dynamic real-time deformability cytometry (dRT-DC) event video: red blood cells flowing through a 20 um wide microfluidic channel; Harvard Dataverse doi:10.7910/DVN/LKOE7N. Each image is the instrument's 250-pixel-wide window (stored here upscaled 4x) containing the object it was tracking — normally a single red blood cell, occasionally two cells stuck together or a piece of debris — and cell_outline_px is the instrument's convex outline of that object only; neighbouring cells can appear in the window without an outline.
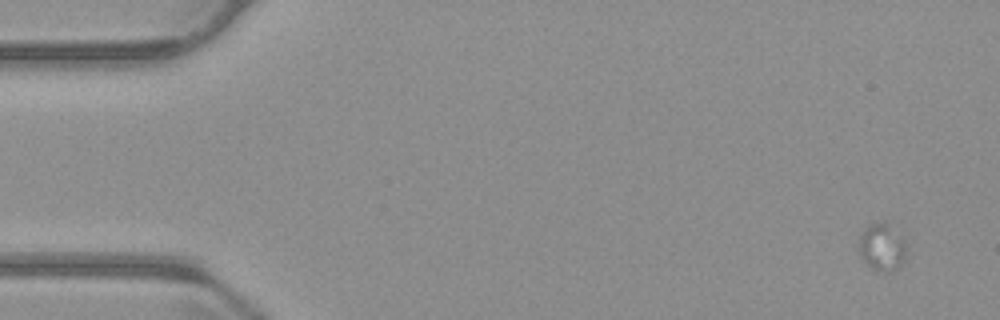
{"species": "common noctule bat (a hibernating species)", "species_latin": "Nyctalus noctula", "temperature_condition": "warm", "stored_images_in_passage": 25, "camera_frame_rate_fps": 3000, "um_per_image_px": 0.085, "animal": {"sex": "male", "body_mass_g": 23.1, "forearm_length_mm": 52.7}, "frame": {"image": 1, "passage_image": 1, "time_ms": 0.0, "image_size_px": [1000, 320], "cell_outline_px": [[904, 260], [896, 268], [888, 272], [884, 272], [868, 264], [860, 256], [860, 232], [868, 224], [884, 224], [904, 240]], "centroid_in_image_um": [74.93, 21.03], "position_along_channel_um": 10.1, "area_um2": 12.14}}
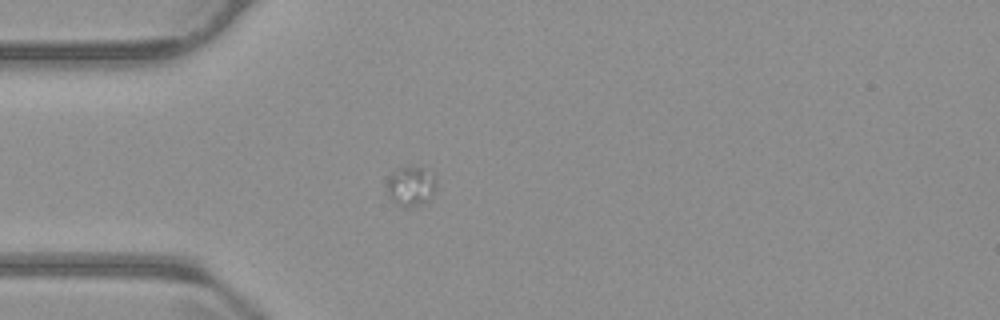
{"frame": {"image": 2, "passage_image": 15, "time_ms": 4.667, "image_size_px": [1000, 320], "cell_outline_px": [[436, 188], [428, 200], [412, 208], [400, 208], [388, 196], [388, 180], [392, 172], [396, 168], [420, 168], [432, 172], [436, 180]], "centroid_in_image_um": [34.92, 15.87], "position_along_channel_um": 50.1, "area_um2": 11.39}}